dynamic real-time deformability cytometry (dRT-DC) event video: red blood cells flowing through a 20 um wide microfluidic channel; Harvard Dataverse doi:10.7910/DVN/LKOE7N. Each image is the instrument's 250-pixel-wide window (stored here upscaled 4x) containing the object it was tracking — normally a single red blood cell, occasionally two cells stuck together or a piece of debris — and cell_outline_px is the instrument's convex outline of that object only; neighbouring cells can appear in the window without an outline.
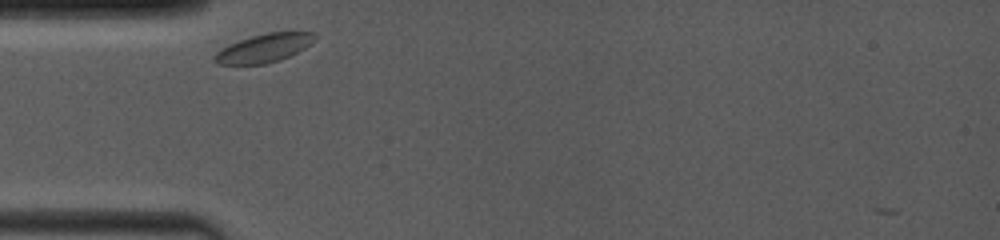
{"species": "common noctule bat (a hibernating species)", "species_latin": "Nyctalus noctula", "temperature_condition": "room temperature", "stored_images_in_passage": 16, "camera_frame_rate_fps": 4000, "um_per_image_px": 0.085, "animal": {"sex": "female", "body_mass_g": 19.0, "forearm_length_mm": 53.3}, "frame": {"image": 1, "passage_image": 1, "time_ms": 0.0, "image_size_px": [1000, 240], "cell_outline_px": [[316, 40], [304, 48], [280, 60], [264, 64], [220, 64], [212, 60], [212, 56], [220, 48], [228, 44], [252, 36], [268, 32], [316, 32]], "centroid_in_image_um": [22.42, 4.08], "position_along_channel_um": 62.6, "area_um2": 16.65}}
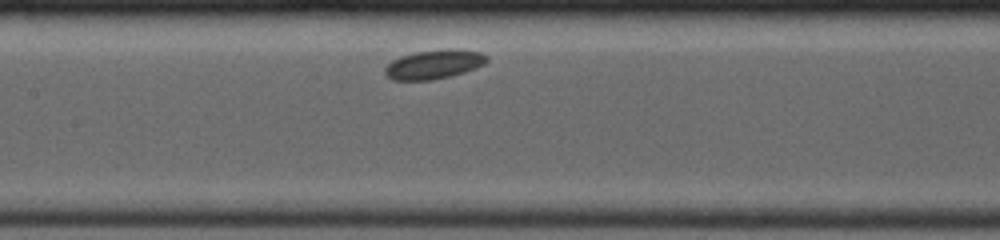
{"frame": {"image": 2, "passage_image": 5, "time_ms": 3.0, "image_size_px": [1000, 240], "cell_outline_px": [[488, 60], [484, 64], [476, 68], [452, 76], [432, 80], [392, 80], [384, 72], [384, 68], [392, 60], [400, 56], [416, 52], [444, 48], [460, 48], [480, 52], [488, 56]], "centroid_in_image_um": [36.91, 5.45], "position_along_channel_um": 170.5, "area_um2": 17.57}}
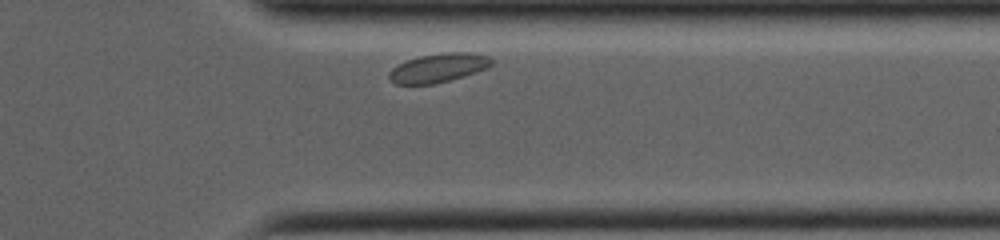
{"frame": {"image": 3, "passage_image": 14, "time_ms": 8.5, "image_size_px": [1000, 240], "cell_outline_px": [[492, 64], [488, 68], [464, 76], [432, 84], [396, 84], [388, 76], [388, 72], [392, 68], [408, 60], [420, 56], [444, 52], [472, 52], [488, 56], [492, 60]], "centroid_in_image_um": [37.29, 5.76], "position_along_channel_um": 374.1, "area_um2": 17.11}}